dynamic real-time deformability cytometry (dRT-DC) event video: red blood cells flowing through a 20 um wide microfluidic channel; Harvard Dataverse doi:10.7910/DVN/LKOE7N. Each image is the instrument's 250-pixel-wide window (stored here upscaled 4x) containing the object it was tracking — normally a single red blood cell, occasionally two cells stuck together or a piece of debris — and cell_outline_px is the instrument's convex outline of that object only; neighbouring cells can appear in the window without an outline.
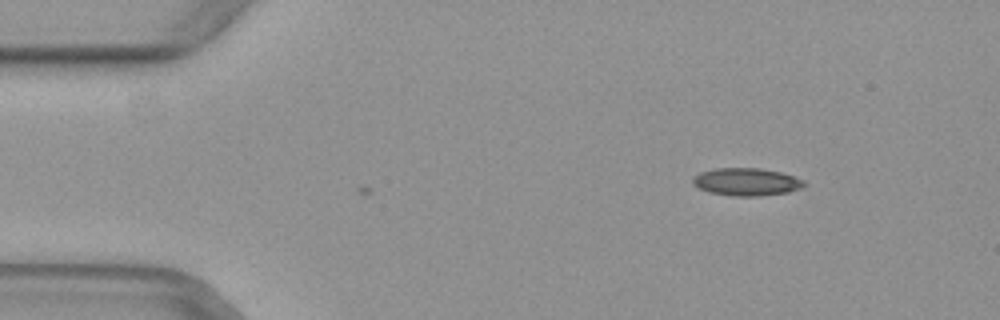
{"species": "common noctule bat (a hibernating species)", "species_latin": "Nyctalus noctula", "temperature_condition": "warm", "stored_images_in_passage": 2, "camera_frame_rate_fps": 3000, "um_per_image_px": 0.085, "animal": {"sex": "female", "body_mass_g": 29.2, "forearm_length_mm": 56.3}, "frame": {"image": 1, "passage_image": 2, "time_ms": 0.333, "image_size_px": [1000, 320], "cell_outline_px": [[808, 184], [800, 188], [788, 192], [760, 196], [732, 196], [708, 192], [692, 184], [692, 176], [700, 172], [716, 168], [760, 168], [780, 172], [796, 176], [804, 180]], "centroid_in_image_um": [63.45, 15.45], "position_along_channel_um": 21.5, "area_um2": 18.15}}